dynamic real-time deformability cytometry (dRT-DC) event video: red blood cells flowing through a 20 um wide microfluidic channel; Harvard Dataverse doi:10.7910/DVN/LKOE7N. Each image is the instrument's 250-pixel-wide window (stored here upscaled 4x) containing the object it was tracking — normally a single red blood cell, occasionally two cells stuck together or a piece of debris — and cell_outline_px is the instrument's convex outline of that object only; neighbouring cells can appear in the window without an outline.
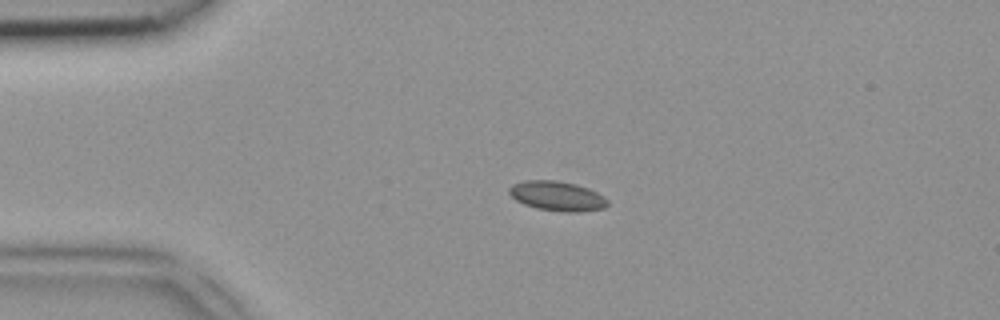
{"species": "common noctule bat (a hibernating species)", "species_latin": "Nyctalus noctula", "temperature_condition": "room temperature", "stored_images_in_passage": 38, "camera_frame_rate_fps": 3000, "um_per_image_px": 0.085, "animal": {"sex": "female", "body_mass_g": 18.4}, "frame": {"image": 1, "passage_image": 1, "time_ms": 0.0, "image_size_px": [1000, 320], "cell_outline_px": [[608, 204], [604, 208], [580, 212], [564, 212], [536, 208], [524, 204], [516, 200], [508, 192], [508, 188], [512, 184], [524, 180], [556, 180], [576, 184], [588, 188], [604, 196], [608, 200]], "centroid_in_image_um": [47.35, 16.66], "position_along_channel_um": 37.6, "area_um2": 17.11}}
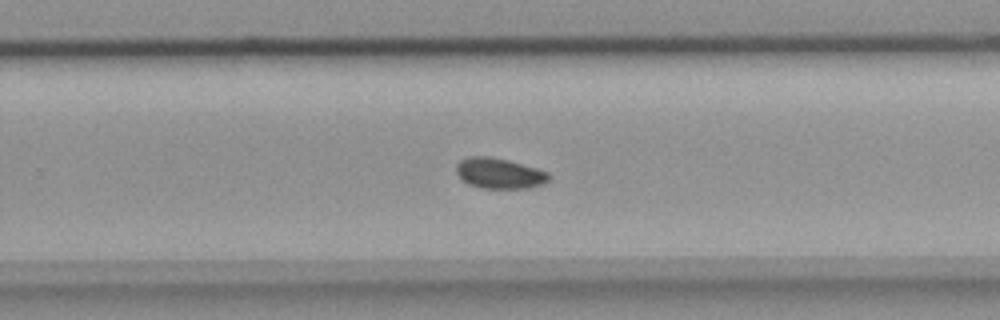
{"frame": {"image": 2, "passage_image": 21, "time_ms": 6.667, "image_size_px": [1000, 320], "cell_outline_px": [[552, 176], [548, 180], [540, 184], [528, 188], [480, 188], [468, 184], [456, 172], [456, 164], [460, 160], [468, 156], [492, 156], [508, 160], [536, 168], [548, 172]], "centroid_in_image_um": [42.43, 14.72], "position_along_channel_um": 287.4, "area_um2": 16.47}}
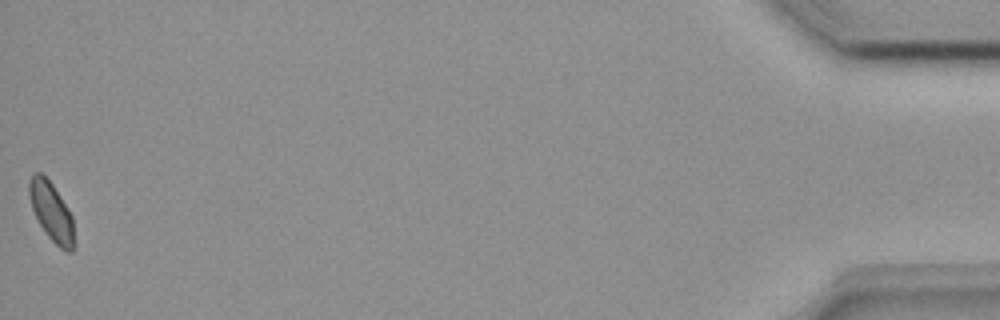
{"frame": {"image": 3, "passage_image": 38, "time_ms": 12.333, "image_size_px": [1000, 320], "cell_outline_px": [[72, 252], [68, 252], [60, 248], [48, 236], [40, 224], [32, 208], [28, 192], [28, 180], [32, 172], [40, 172], [52, 184], [68, 208], [72, 216]], "centroid_in_image_um": [4.32, 17.93], "position_along_channel_um": 430.9, "area_um2": 15.03}}